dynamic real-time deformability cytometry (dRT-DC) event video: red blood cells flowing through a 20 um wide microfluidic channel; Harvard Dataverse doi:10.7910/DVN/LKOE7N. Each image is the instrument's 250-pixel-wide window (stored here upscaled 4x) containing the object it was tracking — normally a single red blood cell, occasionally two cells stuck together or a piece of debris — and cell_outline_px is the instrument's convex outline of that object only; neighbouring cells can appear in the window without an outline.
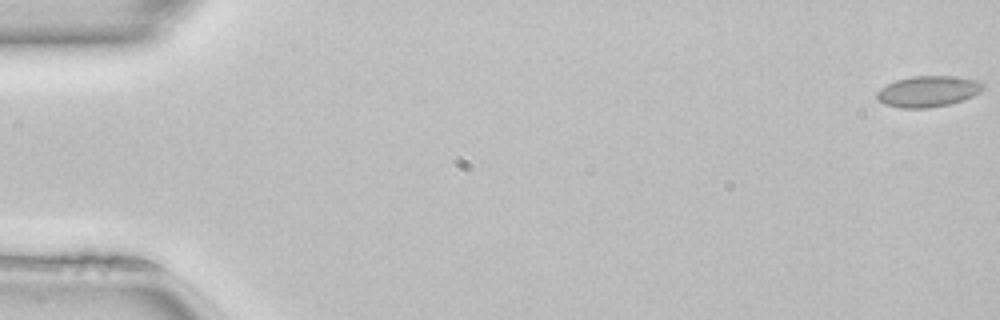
{"species": "common noctule bat (a hibernating species)", "species_latin": "Nyctalus noctula", "temperature_condition": "room temperature", "stored_images_in_passage": 51, "camera_frame_rate_fps": 3000, "um_per_image_px": 0.085, "animal": {"sex": "female", "body_mass_g": 22.7, "forearm_length_mm": 54.2}, "frame": {"image": 1, "passage_image": 1, "time_ms": 0.0, "image_size_px": [1000, 320], "cell_outline_px": [[984, 88], [980, 92], [972, 96], [948, 104], [928, 108], [900, 108], [884, 104], [876, 100], [876, 92], [880, 88], [896, 80], [912, 76], [952, 76], [984, 80]], "centroid_in_image_um": [78.89, 7.76], "position_along_channel_um": 6.1, "area_um2": 19.36}}
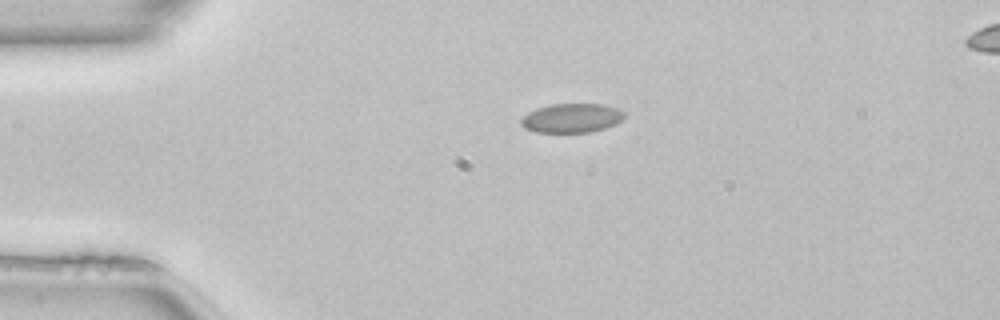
{"frame": {"image": 2, "passage_image": 12, "time_ms": 3.667, "image_size_px": [1000, 320], "cell_outline_px": [[624, 116], [616, 124], [592, 132], [536, 132], [524, 128], [520, 124], [520, 120], [528, 112], [536, 108], [552, 104], [600, 104], [616, 108], [624, 112]], "centroid_in_image_um": [48.56, 10.04], "position_along_channel_um": 36.4, "area_um2": 17.46}}
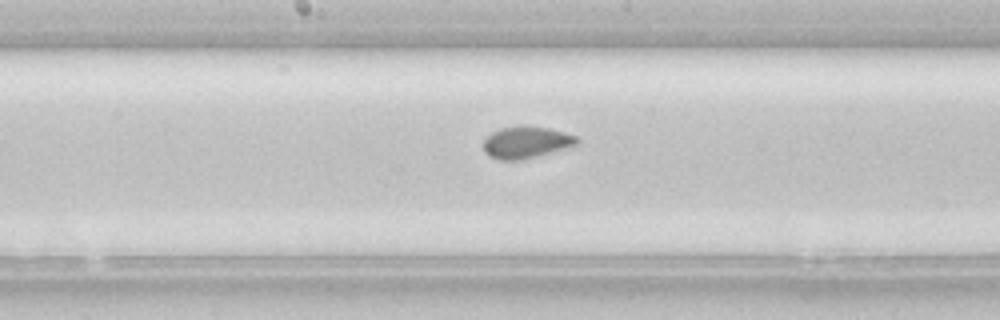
{"frame": {"image": 3, "passage_image": 27, "time_ms": 8.667, "image_size_px": [1000, 320], "cell_outline_px": [[580, 140], [576, 144], [536, 156], [520, 160], [500, 160], [488, 156], [484, 152], [484, 140], [492, 132], [500, 128], [548, 128], [564, 132], [576, 136]], "centroid_in_image_um": [44.69, 12.13], "position_along_channel_um": 203.5, "area_um2": 16.59}, "authors_computed_cell_mechanics": {"area_um2": 17.5712, "velocity_mm_per_s": 4.087, "shape_relaxation_time_tau1_ms": null, "shape_relaxation_time_tau2_ms": 1.3282, "deformation_change_tau1": null, "deformation_change_tau2": 0.0377}}